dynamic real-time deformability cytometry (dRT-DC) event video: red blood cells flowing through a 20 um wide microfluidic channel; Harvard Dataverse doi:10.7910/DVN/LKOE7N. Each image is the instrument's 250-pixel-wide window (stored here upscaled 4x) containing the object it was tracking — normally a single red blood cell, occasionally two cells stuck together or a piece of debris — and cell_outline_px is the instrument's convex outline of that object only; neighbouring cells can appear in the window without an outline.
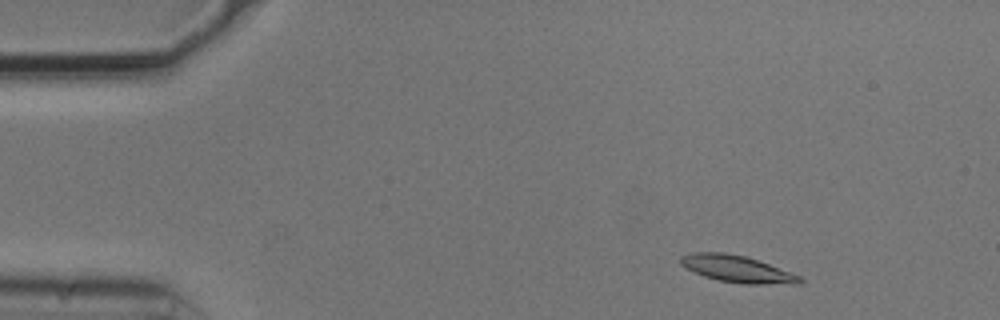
{"species": "common noctule bat (a hibernating species)", "species_latin": "Nyctalus noctula", "temperature_condition": "cold", "stored_images_in_passage": 51, "camera_frame_rate_fps": 3000, "um_per_image_px": 0.085, "animal": {"sex": "male", "body_mass_g": 20.5, "forearm_length_mm": 52.5}, "frame": {"image": 1, "passage_image": 4, "time_ms": 1.0, "image_size_px": [1000, 320], "cell_outline_px": [[804, 280], [800, 284], [740, 284], [716, 280], [704, 276], [680, 264], [680, 256], [692, 252], [724, 252], [744, 256], [792, 272], [800, 276]], "centroid_in_image_um": [62.67, 22.87], "position_along_channel_um": 22.3, "area_um2": 18.67}}
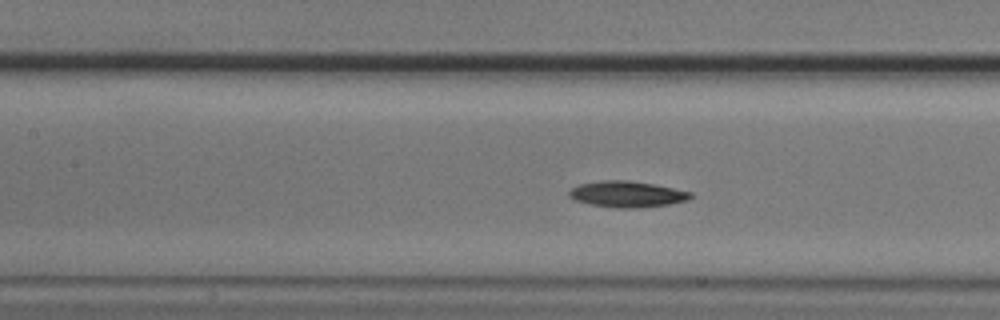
{"frame": {"image": 2, "passage_image": 21, "time_ms": 6.667, "image_size_px": [1000, 320], "cell_outline_px": [[692, 196], [688, 200], [668, 204], [640, 208], [616, 208], [588, 204], [576, 200], [568, 196], [568, 192], [572, 188], [580, 184], [604, 180], [628, 180], [652, 184], [692, 192]], "centroid_in_image_um": [53.28, 16.51], "position_along_channel_um": 154.1, "area_um2": 18.38}}
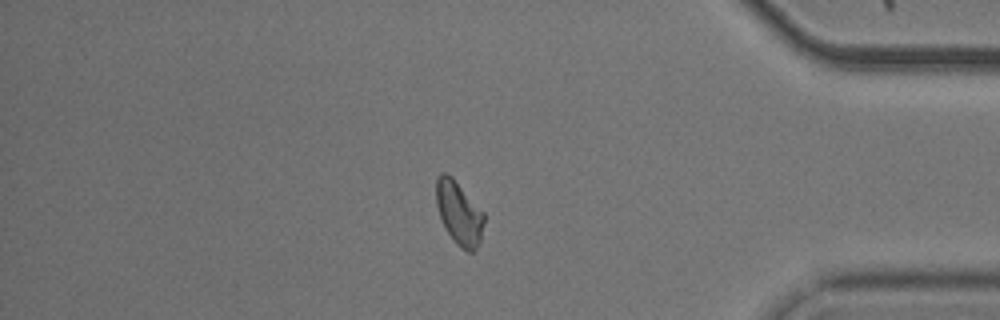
{"frame": {"image": 3, "passage_image": 43, "time_ms": 14.0, "image_size_px": [1000, 320], "cell_outline_px": [[484, 220], [480, 240], [476, 248], [472, 252], [468, 252], [460, 248], [452, 240], [440, 220], [436, 204], [436, 176], [440, 172], [444, 172], [452, 176], [484, 212]], "centroid_in_image_um": [38.99, 18.09], "position_along_channel_um": 396.2, "area_um2": 17.92}, "authors_computed_cell_mechanics": {"area_um2": 17.918, "velocity_mm_per_s": 3.7162, "shape_relaxation_time_tau1_ms": 10.1415, "shape_relaxation_time_tau2_ms": null, "deformation_change_tau1": 0.1908, "deformation_change_tau2": null}}